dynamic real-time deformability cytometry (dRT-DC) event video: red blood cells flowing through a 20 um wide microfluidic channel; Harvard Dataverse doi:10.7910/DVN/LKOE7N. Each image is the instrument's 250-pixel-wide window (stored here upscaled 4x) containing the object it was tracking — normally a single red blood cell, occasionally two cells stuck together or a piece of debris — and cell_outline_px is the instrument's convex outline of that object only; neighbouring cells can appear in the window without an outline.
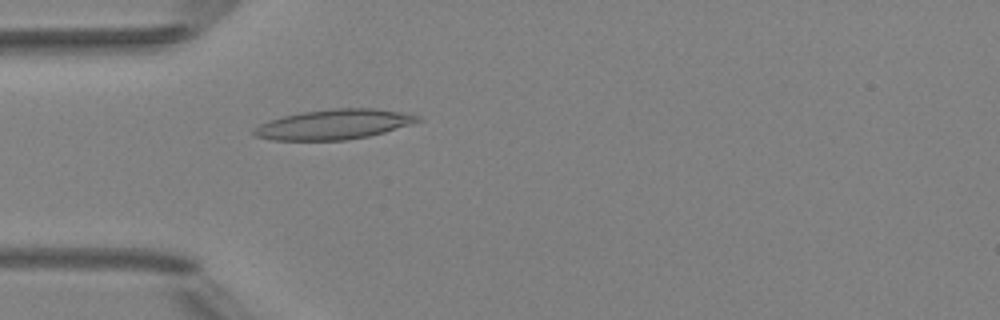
{"species": "Egyptian fruit bat (a non-hibernating species)", "species_latin": "Rousettus aegyptiacus", "temperature_condition": "room temperature", "stored_images_in_passage": 1, "camera_frame_rate_fps": 3000, "um_per_image_px": 0.085, "animal": {"sex": "female"}, "frame": {"image": 1, "passage_image": 1, "time_ms": 0.0, "image_size_px": [1000, 320], "cell_outline_px": [[424, 120], [412, 124], [384, 132], [368, 136], [348, 140], [272, 140], [252, 136], [252, 128], [268, 120], [300, 112], [332, 108], [372, 108], [408, 112], [420, 116]], "centroid_in_image_um": [28.39, 10.56], "position_along_channel_um": 56.6, "area_um2": 29.02}}